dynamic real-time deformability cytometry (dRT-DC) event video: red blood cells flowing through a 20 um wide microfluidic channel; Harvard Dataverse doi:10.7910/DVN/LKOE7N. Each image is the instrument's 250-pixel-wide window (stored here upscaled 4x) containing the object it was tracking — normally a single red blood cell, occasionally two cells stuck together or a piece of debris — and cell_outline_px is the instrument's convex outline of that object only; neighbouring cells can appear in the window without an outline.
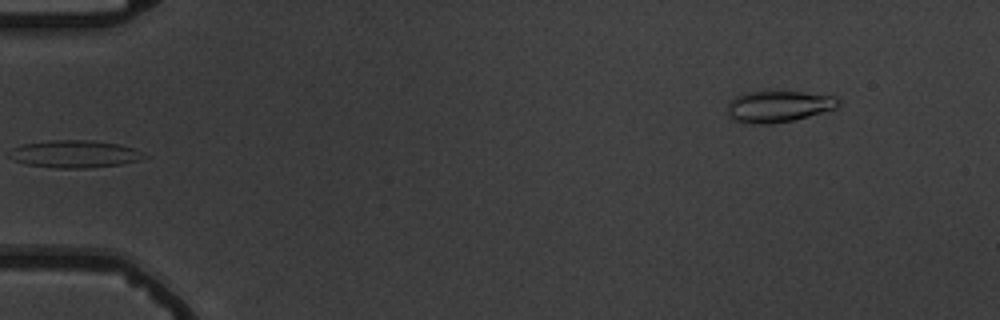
{"species": "common noctule bat (a hibernating species)", "species_latin": "Nyctalus noctula", "temperature_condition": "warm", "stored_images_in_passage": 5, "camera_frame_rate_fps": 3000, "um_per_image_px": 0.085, "animal": {"sex": "male", "body_mass_g": 19.5, "forearm_length_mm": 54.6}, "frame": {"image": 1, "passage_image": 5, "time_ms": 4.667, "image_size_px": [1000, 320], "cell_outline_px": [[840, 104], [836, 108], [808, 116], [792, 120], [772, 124], [756, 124], [732, 120], [728, 116], [728, 100], [744, 92], [764, 88], [804, 92], [836, 96], [840, 100]], "centroid_in_image_um": [66.13, 8.99], "position_along_channel_um": 18.9, "area_um2": 21.21}}